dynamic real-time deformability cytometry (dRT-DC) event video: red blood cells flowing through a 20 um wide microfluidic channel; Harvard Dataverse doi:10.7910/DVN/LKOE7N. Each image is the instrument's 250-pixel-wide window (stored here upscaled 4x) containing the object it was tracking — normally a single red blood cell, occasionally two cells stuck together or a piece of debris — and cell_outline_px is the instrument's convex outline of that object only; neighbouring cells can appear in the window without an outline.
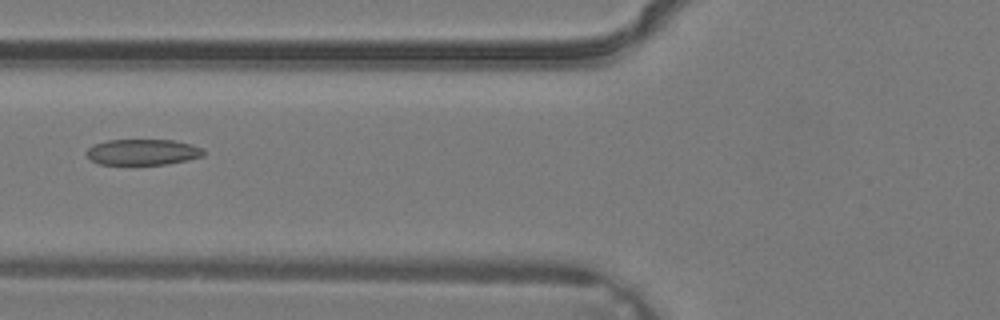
{"species": "common noctule bat (a hibernating species)", "species_latin": "Nyctalus noctula", "temperature_condition": "warm", "stored_images_in_passage": 3, "camera_frame_rate_fps": 3000, "um_per_image_px": 0.085, "animal": {"sex": "male", "body_mass_g": 19.2, "forearm_length_mm": 51.8}, "frame": {"image": 1, "passage_image": 3, "time_ms": 0.667, "image_size_px": [1000, 320], "cell_outline_px": [[204, 156], [188, 160], [168, 164], [100, 164], [92, 160], [88, 156], [88, 148], [92, 144], [108, 140], [172, 140], [192, 144], [204, 148]], "centroid_in_image_um": [12.18, 12.92], "position_along_channel_um": 113.6, "area_um2": 17.63}}